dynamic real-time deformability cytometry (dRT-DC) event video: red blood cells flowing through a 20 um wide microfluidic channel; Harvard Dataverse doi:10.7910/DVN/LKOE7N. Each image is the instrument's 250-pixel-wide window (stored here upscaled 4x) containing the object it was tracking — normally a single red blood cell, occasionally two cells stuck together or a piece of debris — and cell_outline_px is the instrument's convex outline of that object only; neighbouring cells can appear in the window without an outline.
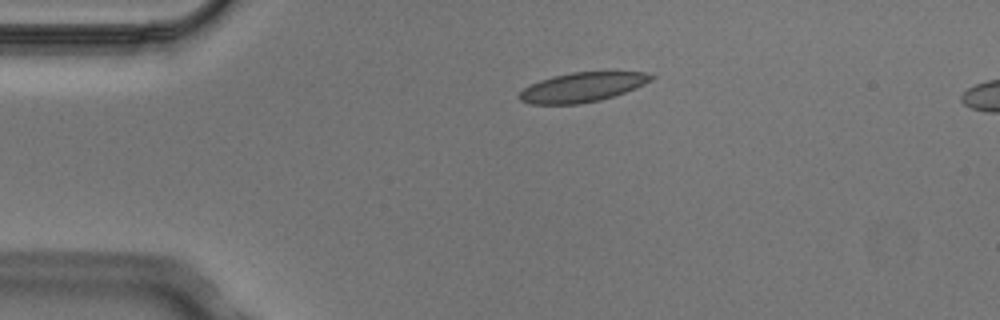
{"species": "Egyptian fruit bat (a non-hibernating species)", "species_latin": "Rousettus aegyptiacus", "temperature_condition": "cold", "stored_images_in_passage": 4, "segment_of_instrument_passage": [1, 2], "camera_frame_rate_fps": 3000, "um_per_image_px": 0.085, "animal": {"sex": "male"}, "frame": {"image": 1, "passage_image": 2, "time_ms": 0.333, "image_size_px": [1000, 320], "cell_outline_px": [[656, 76], [652, 80], [636, 88], [600, 100], [580, 104], [532, 104], [520, 100], [516, 96], [524, 88], [540, 80], [552, 76], [572, 72], [644, 72]], "centroid_in_image_um": [49.48, 7.41], "position_along_channel_um": 35.5, "area_um2": 22.54}}